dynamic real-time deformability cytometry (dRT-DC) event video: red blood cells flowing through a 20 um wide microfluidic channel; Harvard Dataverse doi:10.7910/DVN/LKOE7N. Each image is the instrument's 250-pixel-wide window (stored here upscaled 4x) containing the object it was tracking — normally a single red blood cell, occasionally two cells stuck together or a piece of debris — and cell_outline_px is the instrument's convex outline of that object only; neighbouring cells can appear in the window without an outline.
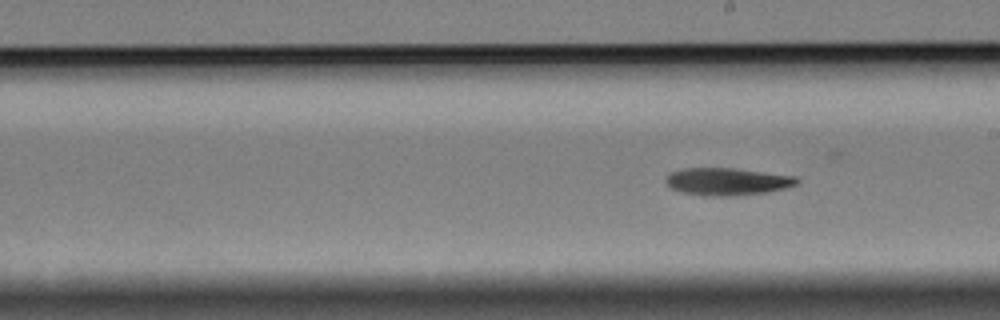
{"species": "Egyptian fruit bat (a non-hibernating species)", "species_latin": "Rousettus aegyptiacus", "temperature_condition": "cold", "stored_images_in_passage": 10, "segment_of_instrument_passage": [2, 2], "camera_frame_rate_fps": 3000, "um_per_image_px": 0.085, "animal": {"sex": "female"}, "frame": {"image": 1, "passage_image": 10, "time_ms": 11.667, "image_size_px": [1000, 320], "cell_outline_px": [[800, 180], [796, 184], [784, 188], [768, 192], [736, 196], [704, 196], [684, 192], [672, 188], [668, 184], [668, 176], [672, 172], [684, 168], [732, 168], [796, 176]], "centroid_in_image_um": [61.87, 15.44], "position_along_channel_um": 227.1, "area_um2": 20.69}}